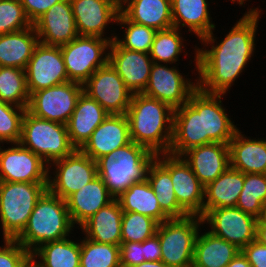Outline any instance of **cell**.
Masks as SVG:
<instances>
[{"label":"cell","mask_w":266,"mask_h":267,"mask_svg":"<svg viewBox=\"0 0 266 267\" xmlns=\"http://www.w3.org/2000/svg\"><path fill=\"white\" fill-rule=\"evenodd\" d=\"M260 10L250 7L219 43L213 31L199 40L205 47L194 49L199 89L226 94L234 85L255 53Z\"/></svg>","instance_id":"6da1fadb"},{"label":"cell","mask_w":266,"mask_h":267,"mask_svg":"<svg viewBox=\"0 0 266 267\" xmlns=\"http://www.w3.org/2000/svg\"><path fill=\"white\" fill-rule=\"evenodd\" d=\"M224 95L197 88L187 103L174 109L169 154L181 156L192 147L212 142L229 144L239 129L222 106Z\"/></svg>","instance_id":"7a4b0ae2"},{"label":"cell","mask_w":266,"mask_h":267,"mask_svg":"<svg viewBox=\"0 0 266 267\" xmlns=\"http://www.w3.org/2000/svg\"><path fill=\"white\" fill-rule=\"evenodd\" d=\"M174 109L167 103L134 93L126 112L130 137L155 155L169 153Z\"/></svg>","instance_id":"3957f363"},{"label":"cell","mask_w":266,"mask_h":267,"mask_svg":"<svg viewBox=\"0 0 266 267\" xmlns=\"http://www.w3.org/2000/svg\"><path fill=\"white\" fill-rule=\"evenodd\" d=\"M74 228L66 201L47 189L37 200L26 227L15 240L32 253L44 243L71 237L69 234Z\"/></svg>","instance_id":"277c9868"},{"label":"cell","mask_w":266,"mask_h":267,"mask_svg":"<svg viewBox=\"0 0 266 267\" xmlns=\"http://www.w3.org/2000/svg\"><path fill=\"white\" fill-rule=\"evenodd\" d=\"M155 157L147 148L132 141L96 160L97 175L116 198L131 184L146 179L148 167Z\"/></svg>","instance_id":"5b68a950"},{"label":"cell","mask_w":266,"mask_h":267,"mask_svg":"<svg viewBox=\"0 0 266 267\" xmlns=\"http://www.w3.org/2000/svg\"><path fill=\"white\" fill-rule=\"evenodd\" d=\"M48 182L0 181V226L4 239H15L26 227Z\"/></svg>","instance_id":"8992f818"},{"label":"cell","mask_w":266,"mask_h":267,"mask_svg":"<svg viewBox=\"0 0 266 267\" xmlns=\"http://www.w3.org/2000/svg\"><path fill=\"white\" fill-rule=\"evenodd\" d=\"M19 143L48 165L76 150L70 142L65 124L36 117L28 110L23 116Z\"/></svg>","instance_id":"52a82bcc"},{"label":"cell","mask_w":266,"mask_h":267,"mask_svg":"<svg viewBox=\"0 0 266 267\" xmlns=\"http://www.w3.org/2000/svg\"><path fill=\"white\" fill-rule=\"evenodd\" d=\"M202 224L199 215L169 218L160 223L156 235L160 240L161 261L169 267H192L195 241Z\"/></svg>","instance_id":"ba28073f"},{"label":"cell","mask_w":266,"mask_h":267,"mask_svg":"<svg viewBox=\"0 0 266 267\" xmlns=\"http://www.w3.org/2000/svg\"><path fill=\"white\" fill-rule=\"evenodd\" d=\"M110 43L97 36H77L60 46L69 80L84 84L98 68L105 66Z\"/></svg>","instance_id":"9c48e42d"},{"label":"cell","mask_w":266,"mask_h":267,"mask_svg":"<svg viewBox=\"0 0 266 267\" xmlns=\"http://www.w3.org/2000/svg\"><path fill=\"white\" fill-rule=\"evenodd\" d=\"M52 165L55 167L53 168ZM50 170H53L52 175L54 177L51 176ZM96 176V161L76 149L69 156L56 160L49 165L47 188L52 194L66 200Z\"/></svg>","instance_id":"30bf717a"},{"label":"cell","mask_w":266,"mask_h":267,"mask_svg":"<svg viewBox=\"0 0 266 267\" xmlns=\"http://www.w3.org/2000/svg\"><path fill=\"white\" fill-rule=\"evenodd\" d=\"M83 92V84L68 81L33 92L27 110L36 117L67 124L77 100Z\"/></svg>","instance_id":"8fae6325"},{"label":"cell","mask_w":266,"mask_h":267,"mask_svg":"<svg viewBox=\"0 0 266 267\" xmlns=\"http://www.w3.org/2000/svg\"><path fill=\"white\" fill-rule=\"evenodd\" d=\"M197 88V79L195 82L190 78L187 79L176 66L153 63L147 86L142 94L165 102L176 109L187 103Z\"/></svg>","instance_id":"7c38bea8"},{"label":"cell","mask_w":266,"mask_h":267,"mask_svg":"<svg viewBox=\"0 0 266 267\" xmlns=\"http://www.w3.org/2000/svg\"><path fill=\"white\" fill-rule=\"evenodd\" d=\"M169 172L178 204L189 214L203 217L204 186L182 156L169 153L155 157Z\"/></svg>","instance_id":"4fadbf2b"},{"label":"cell","mask_w":266,"mask_h":267,"mask_svg":"<svg viewBox=\"0 0 266 267\" xmlns=\"http://www.w3.org/2000/svg\"><path fill=\"white\" fill-rule=\"evenodd\" d=\"M202 219L210 225L209 232L240 250L256 240L257 218L237 207L211 209Z\"/></svg>","instance_id":"5bb4252c"},{"label":"cell","mask_w":266,"mask_h":267,"mask_svg":"<svg viewBox=\"0 0 266 267\" xmlns=\"http://www.w3.org/2000/svg\"><path fill=\"white\" fill-rule=\"evenodd\" d=\"M83 92L109 114H126L133 95L109 63L90 76L83 84Z\"/></svg>","instance_id":"9a60e30c"},{"label":"cell","mask_w":266,"mask_h":267,"mask_svg":"<svg viewBox=\"0 0 266 267\" xmlns=\"http://www.w3.org/2000/svg\"><path fill=\"white\" fill-rule=\"evenodd\" d=\"M27 87L33 92L70 81L60 46L39 42L25 69Z\"/></svg>","instance_id":"2e32d148"},{"label":"cell","mask_w":266,"mask_h":267,"mask_svg":"<svg viewBox=\"0 0 266 267\" xmlns=\"http://www.w3.org/2000/svg\"><path fill=\"white\" fill-rule=\"evenodd\" d=\"M1 147L0 144V181L48 182L49 165L30 149L20 143Z\"/></svg>","instance_id":"e0dca14e"},{"label":"cell","mask_w":266,"mask_h":267,"mask_svg":"<svg viewBox=\"0 0 266 267\" xmlns=\"http://www.w3.org/2000/svg\"><path fill=\"white\" fill-rule=\"evenodd\" d=\"M79 36H97L112 42L116 33L104 36L105 29L117 23L120 3L117 0H70Z\"/></svg>","instance_id":"ac0fdd59"},{"label":"cell","mask_w":266,"mask_h":267,"mask_svg":"<svg viewBox=\"0 0 266 267\" xmlns=\"http://www.w3.org/2000/svg\"><path fill=\"white\" fill-rule=\"evenodd\" d=\"M108 63L134 94L145 90L154 62L149 53L127 50L113 40L109 47Z\"/></svg>","instance_id":"d6986e66"},{"label":"cell","mask_w":266,"mask_h":267,"mask_svg":"<svg viewBox=\"0 0 266 267\" xmlns=\"http://www.w3.org/2000/svg\"><path fill=\"white\" fill-rule=\"evenodd\" d=\"M39 42L62 46L79 36L70 0L55 4L33 23Z\"/></svg>","instance_id":"ffe728a7"},{"label":"cell","mask_w":266,"mask_h":267,"mask_svg":"<svg viewBox=\"0 0 266 267\" xmlns=\"http://www.w3.org/2000/svg\"><path fill=\"white\" fill-rule=\"evenodd\" d=\"M132 142L125 114H109L79 149L94 161Z\"/></svg>","instance_id":"44dd1931"},{"label":"cell","mask_w":266,"mask_h":267,"mask_svg":"<svg viewBox=\"0 0 266 267\" xmlns=\"http://www.w3.org/2000/svg\"><path fill=\"white\" fill-rule=\"evenodd\" d=\"M181 156L204 187L230 166L229 144L212 142L195 146Z\"/></svg>","instance_id":"7402d4cb"},{"label":"cell","mask_w":266,"mask_h":267,"mask_svg":"<svg viewBox=\"0 0 266 267\" xmlns=\"http://www.w3.org/2000/svg\"><path fill=\"white\" fill-rule=\"evenodd\" d=\"M108 115L95 99L82 92L66 124L71 144L80 149Z\"/></svg>","instance_id":"603a6c76"},{"label":"cell","mask_w":266,"mask_h":267,"mask_svg":"<svg viewBox=\"0 0 266 267\" xmlns=\"http://www.w3.org/2000/svg\"><path fill=\"white\" fill-rule=\"evenodd\" d=\"M114 199L115 197L109 192L104 181L97 175L65 201L73 224L81 226L100 208L105 207Z\"/></svg>","instance_id":"cb8c5ba5"},{"label":"cell","mask_w":266,"mask_h":267,"mask_svg":"<svg viewBox=\"0 0 266 267\" xmlns=\"http://www.w3.org/2000/svg\"><path fill=\"white\" fill-rule=\"evenodd\" d=\"M122 215L123 210L115 198L87 219L80 228L77 227L89 240L120 246Z\"/></svg>","instance_id":"d4e9b609"},{"label":"cell","mask_w":266,"mask_h":267,"mask_svg":"<svg viewBox=\"0 0 266 267\" xmlns=\"http://www.w3.org/2000/svg\"><path fill=\"white\" fill-rule=\"evenodd\" d=\"M230 166L244 174H266V139H251L238 130L229 142Z\"/></svg>","instance_id":"484cf974"},{"label":"cell","mask_w":266,"mask_h":267,"mask_svg":"<svg viewBox=\"0 0 266 267\" xmlns=\"http://www.w3.org/2000/svg\"><path fill=\"white\" fill-rule=\"evenodd\" d=\"M120 12L128 20L156 31L173 27L171 0H123Z\"/></svg>","instance_id":"4316f807"},{"label":"cell","mask_w":266,"mask_h":267,"mask_svg":"<svg viewBox=\"0 0 266 267\" xmlns=\"http://www.w3.org/2000/svg\"><path fill=\"white\" fill-rule=\"evenodd\" d=\"M244 185V173L229 166L204 187L203 216L211 209L235 207Z\"/></svg>","instance_id":"83f0119b"},{"label":"cell","mask_w":266,"mask_h":267,"mask_svg":"<svg viewBox=\"0 0 266 267\" xmlns=\"http://www.w3.org/2000/svg\"><path fill=\"white\" fill-rule=\"evenodd\" d=\"M171 6L173 27L189 28L199 40L215 30L207 0H171Z\"/></svg>","instance_id":"f1b7e54d"},{"label":"cell","mask_w":266,"mask_h":267,"mask_svg":"<svg viewBox=\"0 0 266 267\" xmlns=\"http://www.w3.org/2000/svg\"><path fill=\"white\" fill-rule=\"evenodd\" d=\"M38 44L34 26L0 35V66L25 70Z\"/></svg>","instance_id":"f546056e"},{"label":"cell","mask_w":266,"mask_h":267,"mask_svg":"<svg viewBox=\"0 0 266 267\" xmlns=\"http://www.w3.org/2000/svg\"><path fill=\"white\" fill-rule=\"evenodd\" d=\"M240 251L234 244L209 231L199 232L192 267H226Z\"/></svg>","instance_id":"4dcf8cb0"},{"label":"cell","mask_w":266,"mask_h":267,"mask_svg":"<svg viewBox=\"0 0 266 267\" xmlns=\"http://www.w3.org/2000/svg\"><path fill=\"white\" fill-rule=\"evenodd\" d=\"M116 199L123 212H137L153 218L159 224L169 219L161 210L156 194L147 179L131 184Z\"/></svg>","instance_id":"1f68e13d"},{"label":"cell","mask_w":266,"mask_h":267,"mask_svg":"<svg viewBox=\"0 0 266 267\" xmlns=\"http://www.w3.org/2000/svg\"><path fill=\"white\" fill-rule=\"evenodd\" d=\"M146 179L156 194L161 210L169 218H183L189 215L178 204L170 172L156 158L148 167Z\"/></svg>","instance_id":"d6a6232c"},{"label":"cell","mask_w":266,"mask_h":267,"mask_svg":"<svg viewBox=\"0 0 266 267\" xmlns=\"http://www.w3.org/2000/svg\"><path fill=\"white\" fill-rule=\"evenodd\" d=\"M79 241L70 240L69 237L50 241L36 248L31 257L41 267H80L81 241Z\"/></svg>","instance_id":"836d02e7"},{"label":"cell","mask_w":266,"mask_h":267,"mask_svg":"<svg viewBox=\"0 0 266 267\" xmlns=\"http://www.w3.org/2000/svg\"><path fill=\"white\" fill-rule=\"evenodd\" d=\"M265 206L266 174H244V185L235 207L259 219L263 217Z\"/></svg>","instance_id":"e575fe53"},{"label":"cell","mask_w":266,"mask_h":267,"mask_svg":"<svg viewBox=\"0 0 266 267\" xmlns=\"http://www.w3.org/2000/svg\"><path fill=\"white\" fill-rule=\"evenodd\" d=\"M0 100L28 108L30 93L24 69L0 66Z\"/></svg>","instance_id":"d590c367"},{"label":"cell","mask_w":266,"mask_h":267,"mask_svg":"<svg viewBox=\"0 0 266 267\" xmlns=\"http://www.w3.org/2000/svg\"><path fill=\"white\" fill-rule=\"evenodd\" d=\"M181 34V35H180ZM184 39L180 29L171 27L156 31L150 50V57L154 63L177 64L183 53Z\"/></svg>","instance_id":"8d00e7d4"},{"label":"cell","mask_w":266,"mask_h":267,"mask_svg":"<svg viewBox=\"0 0 266 267\" xmlns=\"http://www.w3.org/2000/svg\"><path fill=\"white\" fill-rule=\"evenodd\" d=\"M119 255L118 245L81 240L80 267H121Z\"/></svg>","instance_id":"74e56055"},{"label":"cell","mask_w":266,"mask_h":267,"mask_svg":"<svg viewBox=\"0 0 266 267\" xmlns=\"http://www.w3.org/2000/svg\"><path fill=\"white\" fill-rule=\"evenodd\" d=\"M119 23V24H118ZM117 24L124 28L122 39L116 35L115 41L127 50L150 53L156 30L128 20L121 12L118 14ZM126 28V29H125Z\"/></svg>","instance_id":"f35d334b"},{"label":"cell","mask_w":266,"mask_h":267,"mask_svg":"<svg viewBox=\"0 0 266 267\" xmlns=\"http://www.w3.org/2000/svg\"><path fill=\"white\" fill-rule=\"evenodd\" d=\"M159 223L153 218L137 213L123 212L121 242H144L156 234Z\"/></svg>","instance_id":"ab89813d"},{"label":"cell","mask_w":266,"mask_h":267,"mask_svg":"<svg viewBox=\"0 0 266 267\" xmlns=\"http://www.w3.org/2000/svg\"><path fill=\"white\" fill-rule=\"evenodd\" d=\"M27 108L18 107L0 100V144L19 143L22 120Z\"/></svg>","instance_id":"60d3db41"},{"label":"cell","mask_w":266,"mask_h":267,"mask_svg":"<svg viewBox=\"0 0 266 267\" xmlns=\"http://www.w3.org/2000/svg\"><path fill=\"white\" fill-rule=\"evenodd\" d=\"M33 26L20 0H0V35Z\"/></svg>","instance_id":"b9f144b4"},{"label":"cell","mask_w":266,"mask_h":267,"mask_svg":"<svg viewBox=\"0 0 266 267\" xmlns=\"http://www.w3.org/2000/svg\"><path fill=\"white\" fill-rule=\"evenodd\" d=\"M4 246H0V267H22L31 257L15 239H3Z\"/></svg>","instance_id":"7bdbcfd3"},{"label":"cell","mask_w":266,"mask_h":267,"mask_svg":"<svg viewBox=\"0 0 266 267\" xmlns=\"http://www.w3.org/2000/svg\"><path fill=\"white\" fill-rule=\"evenodd\" d=\"M143 242H121L120 266L133 267L145 261Z\"/></svg>","instance_id":"ee69618b"},{"label":"cell","mask_w":266,"mask_h":267,"mask_svg":"<svg viewBox=\"0 0 266 267\" xmlns=\"http://www.w3.org/2000/svg\"><path fill=\"white\" fill-rule=\"evenodd\" d=\"M28 19L33 24L55 4L63 0H20Z\"/></svg>","instance_id":"f6af8a7d"},{"label":"cell","mask_w":266,"mask_h":267,"mask_svg":"<svg viewBox=\"0 0 266 267\" xmlns=\"http://www.w3.org/2000/svg\"><path fill=\"white\" fill-rule=\"evenodd\" d=\"M241 252L247 258L251 267H266V246L257 240L246 245Z\"/></svg>","instance_id":"bcb514c9"},{"label":"cell","mask_w":266,"mask_h":267,"mask_svg":"<svg viewBox=\"0 0 266 267\" xmlns=\"http://www.w3.org/2000/svg\"><path fill=\"white\" fill-rule=\"evenodd\" d=\"M143 252L145 261L161 260L160 240L156 234L143 242Z\"/></svg>","instance_id":"7dc6e473"},{"label":"cell","mask_w":266,"mask_h":267,"mask_svg":"<svg viewBox=\"0 0 266 267\" xmlns=\"http://www.w3.org/2000/svg\"><path fill=\"white\" fill-rule=\"evenodd\" d=\"M256 240L266 246V221L263 218L257 219Z\"/></svg>","instance_id":"c3c4849f"},{"label":"cell","mask_w":266,"mask_h":267,"mask_svg":"<svg viewBox=\"0 0 266 267\" xmlns=\"http://www.w3.org/2000/svg\"><path fill=\"white\" fill-rule=\"evenodd\" d=\"M226 267H251L247 258L240 251Z\"/></svg>","instance_id":"681fc988"},{"label":"cell","mask_w":266,"mask_h":267,"mask_svg":"<svg viewBox=\"0 0 266 267\" xmlns=\"http://www.w3.org/2000/svg\"><path fill=\"white\" fill-rule=\"evenodd\" d=\"M133 267H169V266L160 260V261H144Z\"/></svg>","instance_id":"f907efd6"},{"label":"cell","mask_w":266,"mask_h":267,"mask_svg":"<svg viewBox=\"0 0 266 267\" xmlns=\"http://www.w3.org/2000/svg\"><path fill=\"white\" fill-rule=\"evenodd\" d=\"M22 267H41L32 257Z\"/></svg>","instance_id":"816d5d0a"},{"label":"cell","mask_w":266,"mask_h":267,"mask_svg":"<svg viewBox=\"0 0 266 267\" xmlns=\"http://www.w3.org/2000/svg\"><path fill=\"white\" fill-rule=\"evenodd\" d=\"M232 3L237 2L240 6H242V0H231Z\"/></svg>","instance_id":"f5cc1de1"},{"label":"cell","mask_w":266,"mask_h":267,"mask_svg":"<svg viewBox=\"0 0 266 267\" xmlns=\"http://www.w3.org/2000/svg\"><path fill=\"white\" fill-rule=\"evenodd\" d=\"M262 218L266 221V206H265L264 214H263V217Z\"/></svg>","instance_id":"db71d44e"}]
</instances>
